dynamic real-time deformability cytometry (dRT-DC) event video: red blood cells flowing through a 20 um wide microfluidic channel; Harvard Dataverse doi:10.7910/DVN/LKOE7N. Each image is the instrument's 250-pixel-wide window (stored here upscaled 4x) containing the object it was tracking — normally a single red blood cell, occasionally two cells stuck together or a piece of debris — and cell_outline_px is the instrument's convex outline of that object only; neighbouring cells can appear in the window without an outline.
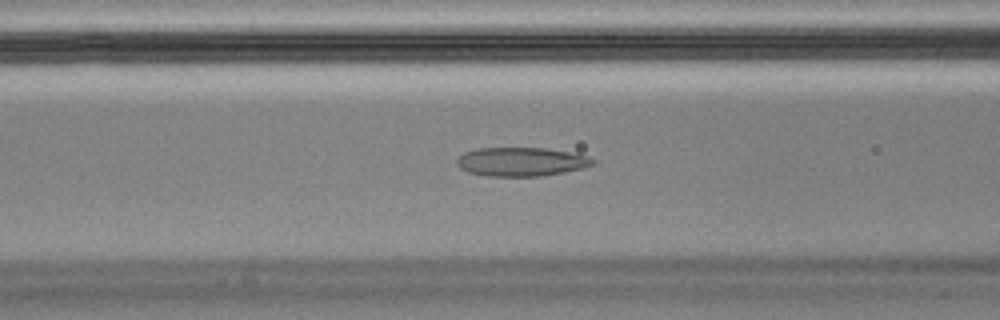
{"species": "Egyptian fruit bat (a non-hibernating species)", "species_latin": "Rousettus aegyptiacus", "temperature_condition": "cold", "stored_images_in_passage": 46, "camera_frame_rate_fps": 3000, "um_per_image_px": 0.085, "animal": {"sex": "male"}, "frame": {"image": 1, "passage_image": 14, "time_ms": 4.333, "image_size_px": [1000, 320], "cell_outline_px": [[596, 164], [584, 168], [564, 172], [540, 176], [488, 176], [468, 172], [460, 168], [456, 164], [456, 160], [464, 152], [476, 148], [544, 148], [568, 152], [588, 156], [596, 160]], "centroid_in_image_um": [44.31, 13.75], "position_along_channel_um": 122.3, "area_um2": 22.89}, "authors_computed_cell_mechanics": {"area_um2": 24.0159, "velocity_mm_per_s": 3.4625, "shape_relaxation_time_tau1_ms": null, "shape_relaxation_time_tau2_ms": 2.1818, "deformation_change_tau1": null, "deformation_change_tau2": 0.0807}}